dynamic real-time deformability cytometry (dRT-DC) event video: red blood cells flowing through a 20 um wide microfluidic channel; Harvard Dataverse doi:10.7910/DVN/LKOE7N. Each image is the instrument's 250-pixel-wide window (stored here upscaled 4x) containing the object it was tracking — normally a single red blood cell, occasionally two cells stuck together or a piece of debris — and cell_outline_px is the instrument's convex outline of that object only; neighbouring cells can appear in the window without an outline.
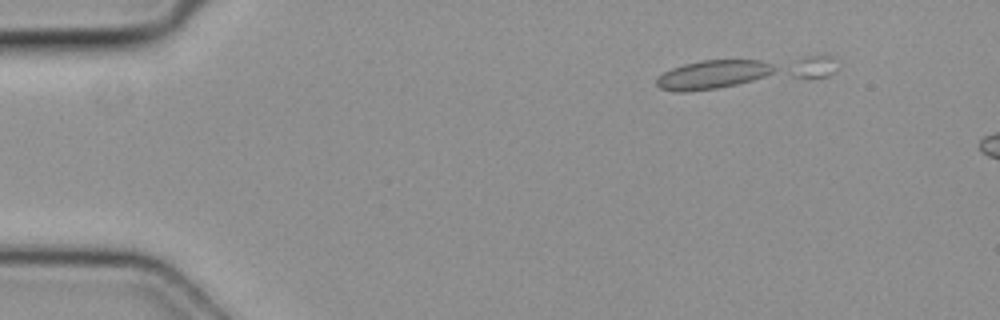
{"species": "common noctule bat (a hibernating species)", "species_latin": "Nyctalus noctula", "temperature_condition": "cold", "stored_images_in_passage": 2, "camera_frame_rate_fps": 3000, "um_per_image_px": 0.085, "animal": {"sex": "female", "body_mass_g": 19.3, "forearm_length_mm": 54.1}, "frame": {"image": 1, "passage_image": 1, "time_ms": 0.0, "image_size_px": [1000, 320], "cell_outline_px": [[840, 68], [836, 72], [828, 76], [684, 92], [676, 92], [660, 88], [656, 84], [656, 80], [664, 72], [672, 68], [684, 64], [700, 60], [808, 56], [832, 56]], "centroid_in_image_um": [63.26, 6.14], "position_along_channel_um": 21.7, "area_um2": 32.02}}